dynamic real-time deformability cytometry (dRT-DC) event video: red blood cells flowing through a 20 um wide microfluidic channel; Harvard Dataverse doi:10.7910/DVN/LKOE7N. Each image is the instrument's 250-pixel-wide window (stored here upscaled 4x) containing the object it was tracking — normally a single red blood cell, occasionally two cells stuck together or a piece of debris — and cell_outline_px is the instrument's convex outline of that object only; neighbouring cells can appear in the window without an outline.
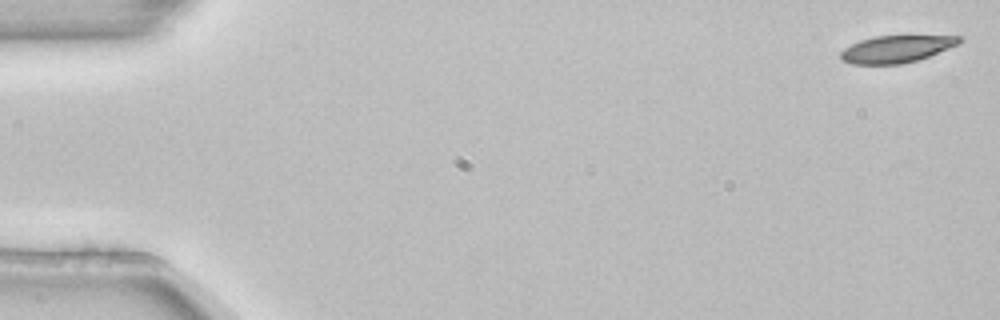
{"species": "common noctule bat (a hibernating species)", "species_latin": "Nyctalus noctula", "temperature_condition": "room temperature", "stored_images_in_passage": 5, "camera_frame_rate_fps": 3000, "um_per_image_px": 0.085, "animal": {"sex": "female", "body_mass_g": 22.7, "forearm_length_mm": 54.2}, "frame": {"image": 1, "passage_image": 1, "time_ms": 0.0, "image_size_px": [1000, 320], "cell_outline_px": [[964, 40], [960, 44], [928, 56], [916, 60], [900, 64], [852, 64], [844, 60], [840, 56], [840, 52], [844, 48], [860, 40], [876, 36], [964, 36]], "centroid_in_image_um": [76.23, 4.16], "position_along_channel_um": 8.8, "area_um2": 18.61}}
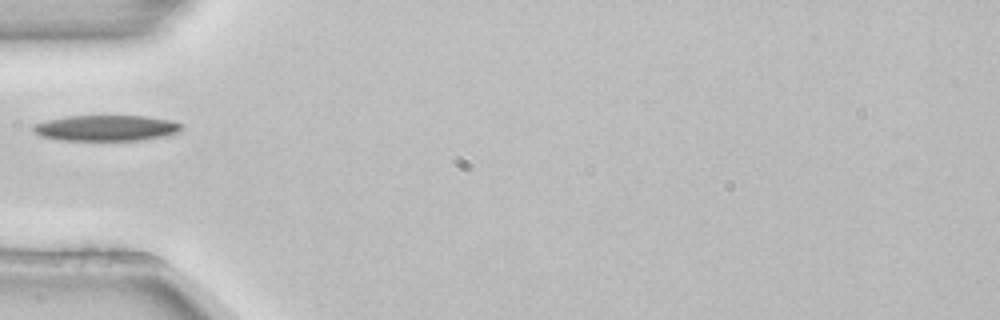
{"frame": {"image": 2, "passage_image": 4, "time_ms": 1.0, "image_size_px": [1000, 320], "cell_outline_px": [[180, 128], [176, 132], [164, 136], [140, 140], [60, 140], [40, 136], [32, 128], [32, 124], [48, 120], [68, 116], [144, 116], [168, 120], [180, 124]], "centroid_in_image_um": [8.95, 10.88], "position_along_channel_um": 76.0, "area_um2": 21.91}}